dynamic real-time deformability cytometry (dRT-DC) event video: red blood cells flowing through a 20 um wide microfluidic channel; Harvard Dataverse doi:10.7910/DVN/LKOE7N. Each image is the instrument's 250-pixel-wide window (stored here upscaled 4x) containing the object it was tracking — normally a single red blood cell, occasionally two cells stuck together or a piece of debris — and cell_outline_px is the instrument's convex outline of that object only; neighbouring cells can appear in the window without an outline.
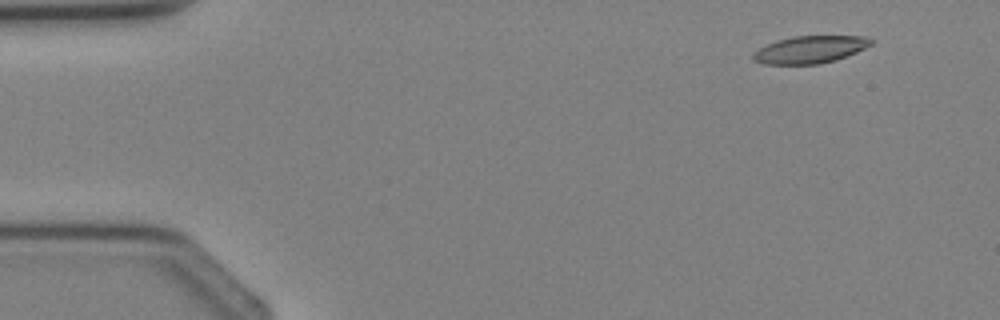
{"species": "Egyptian fruit bat (a non-hibernating species)", "species_latin": "Rousettus aegyptiacus", "temperature_condition": "cold", "stored_images_in_passage": 3, "camera_frame_rate_fps": 3000, "um_per_image_px": 0.085, "animal": {"sex": "female"}, "frame": {"image": 1, "passage_image": 1, "time_ms": 0.0, "image_size_px": [1000, 320], "cell_outline_px": [[872, 44], [856, 52], [836, 60], [820, 64], [764, 64], [752, 60], [752, 52], [768, 44], [792, 36], [864, 36], [872, 40]], "centroid_in_image_um": [68.83, 4.22], "position_along_channel_um": 16.2, "area_um2": 18.67}}
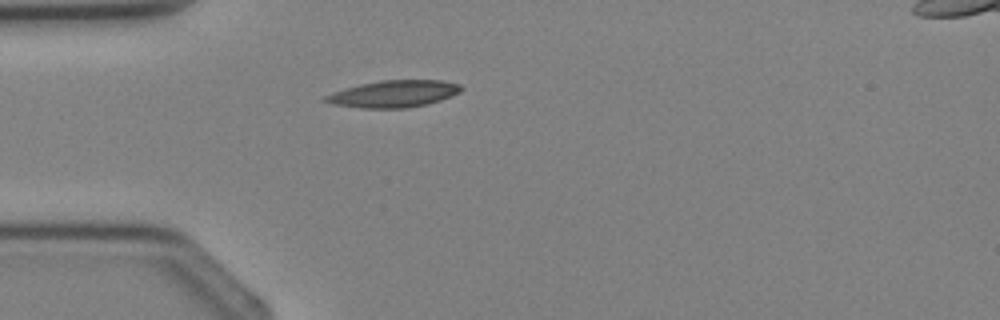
{"frame": {"image": 2, "passage_image": 3, "time_ms": 2.333, "image_size_px": [1000, 320], "cell_outline_px": [[464, 88], [460, 92], [440, 100], [428, 104], [408, 108], [360, 108], [332, 104], [324, 100], [324, 96], [332, 92], [360, 84], [380, 80], [440, 80], [460, 84]], "centroid_in_image_um": [33.47, 7.97], "position_along_channel_um": 51.5, "area_um2": 21.33}}